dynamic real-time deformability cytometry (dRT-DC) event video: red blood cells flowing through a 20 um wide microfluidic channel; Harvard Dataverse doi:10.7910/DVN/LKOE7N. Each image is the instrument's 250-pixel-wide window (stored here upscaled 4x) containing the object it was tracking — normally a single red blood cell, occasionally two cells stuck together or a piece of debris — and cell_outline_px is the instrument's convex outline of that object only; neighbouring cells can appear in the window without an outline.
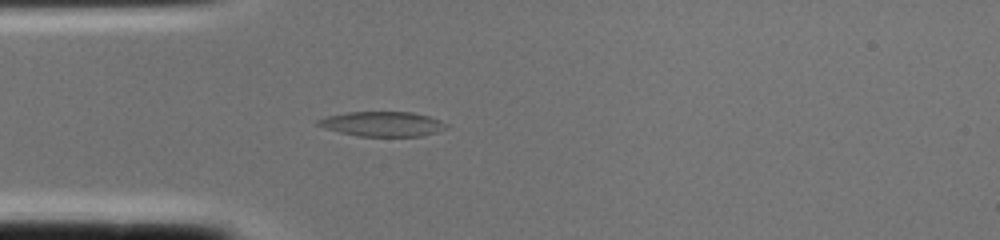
{"species": "common noctule bat (a hibernating species)", "species_latin": "Nyctalus noctula", "temperature_condition": "cold", "stored_images_in_passage": 1, "camera_frame_rate_fps": 3000, "um_per_image_px": 0.085, "animal": {"sex": "female", "body_mass_g": 22.0, "forearm_length_mm": 56.7}, "frame": {"image": 1, "passage_image": 1, "time_ms": 0.0, "image_size_px": [1000, 240], "cell_outline_px": [[448, 124], [444, 128], [436, 132], [420, 136], [360, 136], [340, 132], [316, 124], [316, 120], [328, 116], [348, 112], [412, 112], [428, 116], [440, 120]], "centroid_in_image_um": [32.52, 10.53], "position_along_channel_um": 52.5, "area_um2": 18.21}}